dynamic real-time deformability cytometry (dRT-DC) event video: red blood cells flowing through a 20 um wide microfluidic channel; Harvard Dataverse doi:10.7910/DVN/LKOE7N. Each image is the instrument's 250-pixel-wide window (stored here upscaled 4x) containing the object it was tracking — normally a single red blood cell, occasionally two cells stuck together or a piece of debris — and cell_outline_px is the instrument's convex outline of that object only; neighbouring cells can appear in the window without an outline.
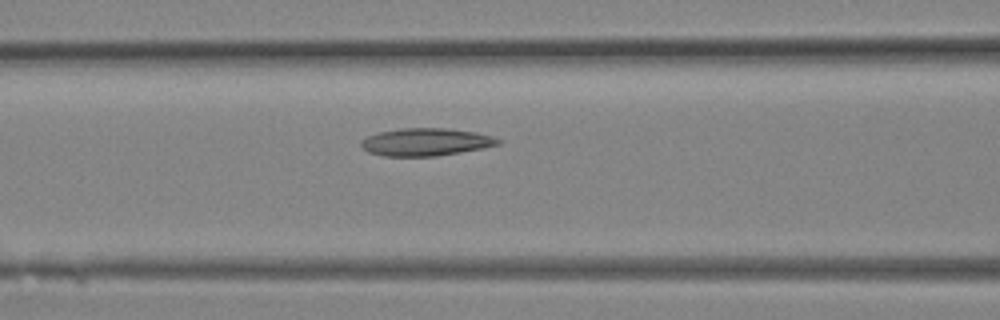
{"species": "Egyptian fruit bat (a non-hibernating species)", "species_latin": "Rousettus aegyptiacus", "temperature_condition": "room temperature", "stored_images_in_passage": 14, "camera_frame_rate_fps": 3000, "um_per_image_px": 0.085, "animal": {"sex": "female"}, "frame": {"image": 1, "passage_image": 12, "time_ms": 3.667, "image_size_px": [1000, 320], "cell_outline_px": [[500, 144], [484, 148], [436, 156], [384, 156], [368, 152], [360, 144], [360, 140], [368, 136], [380, 132], [400, 128], [448, 128], [476, 132], [492, 136], [500, 140]], "centroid_in_image_um": [36.19, 12.07], "position_along_channel_um": 130.4, "area_um2": 22.02}}
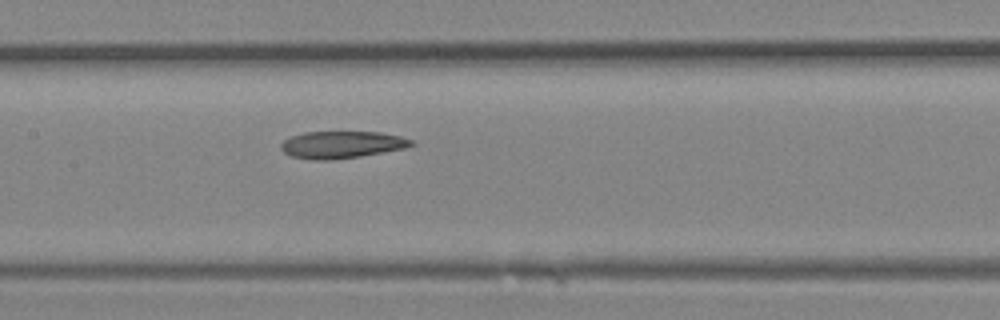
{"frame": {"image": 2, "passage_image": 14, "time_ms": 4.333, "image_size_px": [1000, 320], "cell_outline_px": [[416, 144], [404, 148], [360, 156], [332, 160], [312, 160], [292, 156], [284, 152], [280, 148], [280, 144], [284, 140], [292, 136], [304, 132], [380, 132], [400, 136], [412, 140]], "centroid_in_image_um": [29.03, 12.3], "position_along_channel_um": 178.4, "area_um2": 20.52}}